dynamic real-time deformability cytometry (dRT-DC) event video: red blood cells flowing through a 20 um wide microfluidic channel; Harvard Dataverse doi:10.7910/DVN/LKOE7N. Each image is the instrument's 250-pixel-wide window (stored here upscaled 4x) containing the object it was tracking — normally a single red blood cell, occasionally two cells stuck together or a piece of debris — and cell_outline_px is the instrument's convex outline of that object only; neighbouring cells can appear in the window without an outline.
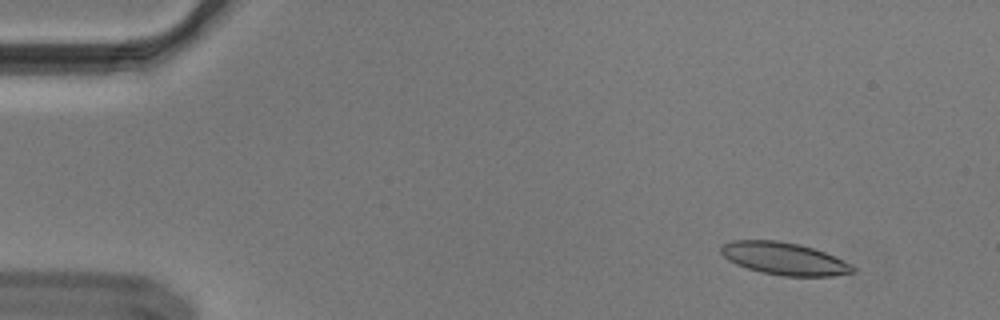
{"species": "Egyptian fruit bat (a non-hibernating species)", "species_latin": "Rousettus aegyptiacus", "temperature_condition": "cold", "stored_images_in_passage": 55, "camera_frame_rate_fps": 3000, "um_per_image_px": 0.085, "animal": {"sex": "male"}, "frame": {"image": 1, "passage_image": 6, "time_ms": 1.667, "image_size_px": [1000, 320], "cell_outline_px": [[856, 272], [832, 276], [784, 276], [764, 272], [748, 268], [736, 264], [728, 260], [720, 252], [720, 248], [724, 244], [732, 240], [776, 240], [800, 244], [824, 252], [852, 264], [856, 268]], "centroid_in_image_um": [66.67, 21.98], "position_along_channel_um": 18.3, "area_um2": 24.8}}
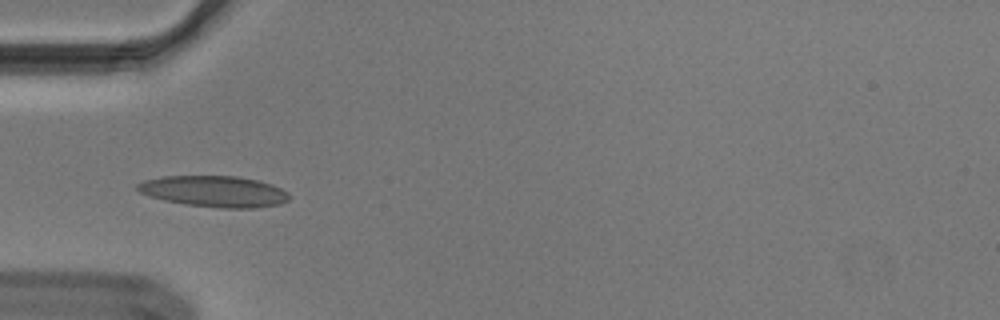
{"frame": {"image": 2, "passage_image": 18, "time_ms": 5.667, "image_size_px": [1000, 320], "cell_outline_px": [[288, 200], [280, 204], [252, 208], [220, 208], [184, 204], [164, 200], [140, 192], [136, 188], [136, 184], [144, 180], [164, 176], [236, 176], [256, 180], [272, 184], [288, 192]], "centroid_in_image_um": [18.2, 16.27], "position_along_channel_um": 66.8, "area_um2": 27.4}}
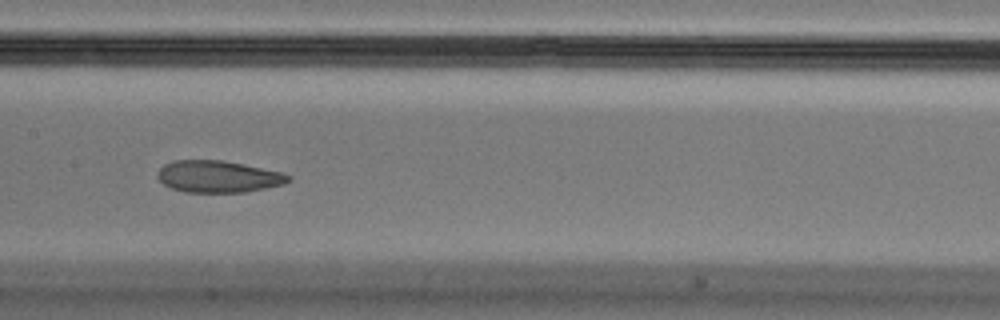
{"frame": {"image": 3, "passage_image": 28, "time_ms": 9.0, "image_size_px": [1000, 320], "cell_outline_px": [[292, 180], [284, 184], [244, 192], [184, 192], [172, 188], [164, 184], [156, 176], [160, 168], [164, 164], [172, 160], [224, 160], [284, 172], [292, 176]], "centroid_in_image_um": [18.57, 15.0], "position_along_channel_um": 188.8, "area_um2": 24.45}, "authors_computed_cell_mechanics": {"area_um2": 25.3742, "velocity_mm_per_s": 3.6546, "shape_relaxation_time_tau1_ms": null, "shape_relaxation_time_tau2_ms": 1.9409, "deformation_change_tau1": null, "deformation_change_tau2": 0.082}}